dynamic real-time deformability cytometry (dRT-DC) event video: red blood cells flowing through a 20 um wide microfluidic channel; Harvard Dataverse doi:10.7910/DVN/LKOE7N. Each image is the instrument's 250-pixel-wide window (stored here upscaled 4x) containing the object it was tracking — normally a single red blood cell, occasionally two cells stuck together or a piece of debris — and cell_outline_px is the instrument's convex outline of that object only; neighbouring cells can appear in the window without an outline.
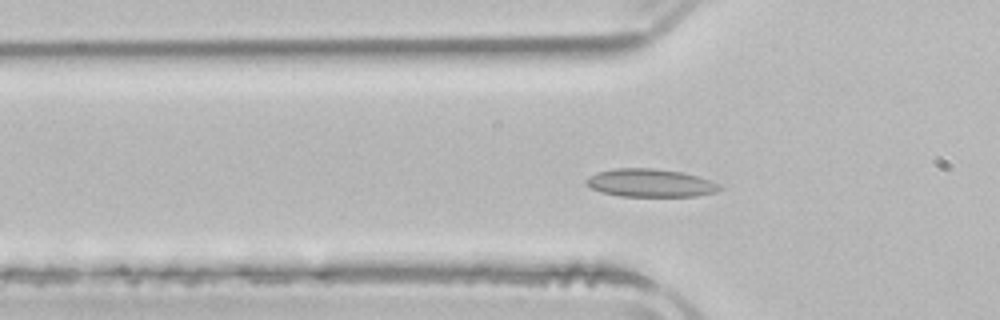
{"species": "common noctule bat (a hibernating species)", "species_latin": "Nyctalus noctula", "temperature_condition": "room temperature", "stored_images_in_passage": 47, "camera_frame_rate_fps": 3000, "um_per_image_px": 0.085, "animal": {"sex": "male", "body_mass_g": 21.5, "forearm_length_mm": 52.0}, "frame": {"image": 1, "passage_image": 10, "time_ms": 3.0, "image_size_px": [1000, 320], "cell_outline_px": [[724, 188], [716, 192], [696, 196], [620, 196], [600, 192], [584, 184], [584, 180], [588, 176], [596, 172], [612, 168], [652, 168], [684, 172], [720, 184]], "centroid_in_image_um": [55.24, 15.55], "position_along_channel_um": 70.6, "area_um2": 22.02}}
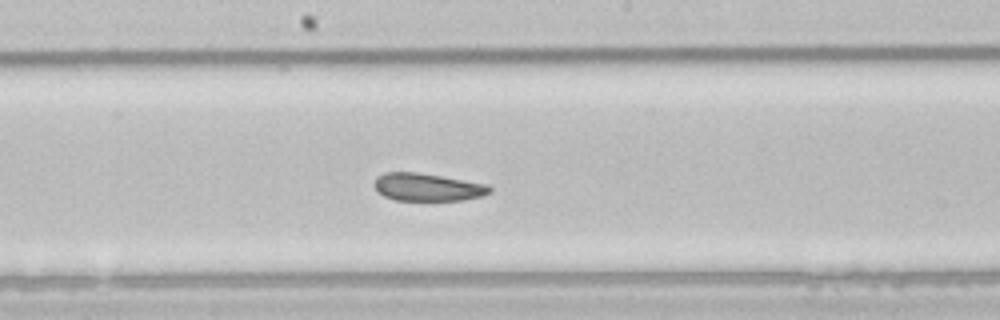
{"frame": {"image": 2, "passage_image": 21, "time_ms": 6.667, "image_size_px": [1000, 320], "cell_outline_px": [[492, 192], [484, 196], [464, 200], [396, 200], [384, 196], [376, 192], [372, 184], [376, 176], [384, 172], [416, 172], [488, 184], [492, 188]], "centroid_in_image_um": [36.31, 15.91], "position_along_channel_um": 211.9, "area_um2": 18.9}}
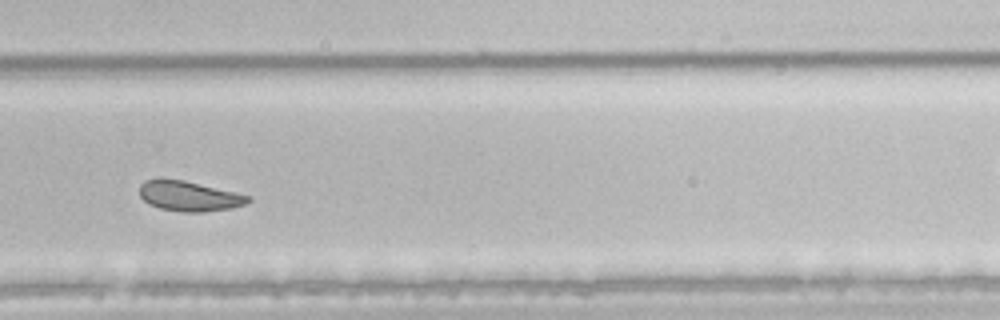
{"frame": {"image": 3, "passage_image": 29, "time_ms": 9.333, "image_size_px": [1000, 320], "cell_outline_px": [[252, 200], [244, 204], [232, 208], [204, 212], [184, 212], [160, 208], [148, 204], [140, 196], [140, 184], [144, 180], [184, 180], [236, 192], [252, 196]], "centroid_in_image_um": [16.12, 16.68], "position_along_channel_um": 313.7, "area_um2": 18.9}, "authors_computed_cell_mechanics": {"area_um2": 21.1548, "velocity_mm_per_s": 3.8425, "shape_relaxation_time_tau1_ms": null, "shape_relaxation_time_tau2_ms": 2.6276, "deformation_change_tau1": null, "deformation_change_tau2": 0.0663}}